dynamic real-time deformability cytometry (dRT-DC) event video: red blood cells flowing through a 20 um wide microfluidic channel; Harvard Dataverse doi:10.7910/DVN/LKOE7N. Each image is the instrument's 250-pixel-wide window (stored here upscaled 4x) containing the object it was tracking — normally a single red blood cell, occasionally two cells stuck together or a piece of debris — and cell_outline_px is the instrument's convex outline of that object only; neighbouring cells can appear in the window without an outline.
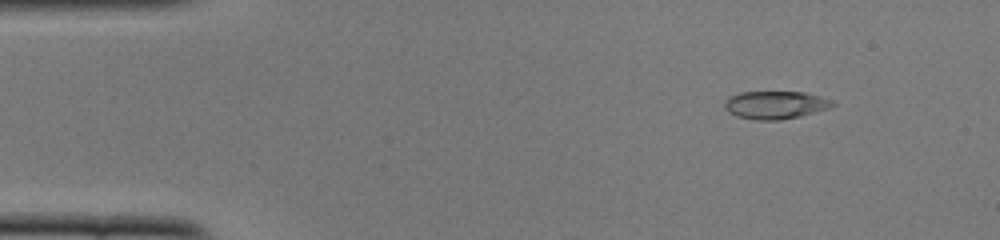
{"species": "common noctule bat (a hibernating species)", "species_latin": "Nyctalus noctula", "temperature_condition": "cold", "stored_images_in_passage": 51, "camera_frame_rate_fps": 3000, "um_per_image_px": 0.085, "animal": {"sex": "female", "body_mass_g": 22.0, "forearm_length_mm": 56.7}, "frame": {"image": 1, "passage_image": 6, "time_ms": 1.667, "image_size_px": [1000, 240], "cell_outline_px": [[836, 104], [828, 108], [800, 116], [780, 120], [756, 120], [736, 116], [728, 112], [724, 108], [724, 104], [728, 96], [740, 92], [804, 92], [832, 100]], "centroid_in_image_um": [65.86, 8.92], "position_along_channel_um": 19.1, "area_um2": 17.51}}
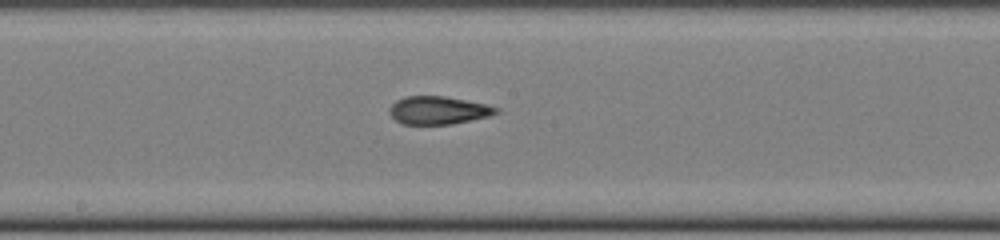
{"frame": {"image": 2, "passage_image": 27, "time_ms": 8.667, "image_size_px": [1000, 240], "cell_outline_px": [[500, 112], [488, 116], [452, 124], [404, 124], [396, 120], [388, 112], [388, 108], [396, 100], [404, 96], [444, 96], [484, 104], [500, 108]], "centroid_in_image_um": [37.22, 9.37], "position_along_channel_um": 211.0, "area_um2": 17.28}}
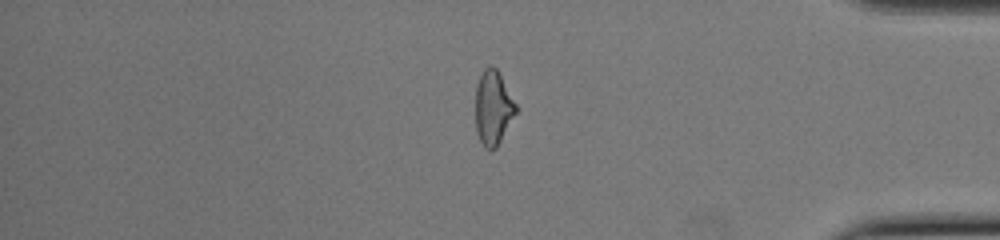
{"frame": {"image": 3, "passage_image": 43, "time_ms": 14.0, "image_size_px": [1000, 240], "cell_outline_px": [[516, 112], [496, 148], [492, 152], [484, 148], [476, 132], [476, 84], [484, 68], [496, 68], [516, 104]], "centroid_in_image_um": [41.89, 9.22], "position_along_channel_um": 393.3, "area_um2": 17.17}, "authors_computed_cell_mechanics": {"area_um2": 17.629, "velocity_mm_per_s": 3.926, "shape_relaxation_time_tau1_ms": 10.2469, "shape_relaxation_time_tau2_ms": 2.047, "deformation_change_tau1": 0.2326, "deformation_change_tau2": 0.1003}}